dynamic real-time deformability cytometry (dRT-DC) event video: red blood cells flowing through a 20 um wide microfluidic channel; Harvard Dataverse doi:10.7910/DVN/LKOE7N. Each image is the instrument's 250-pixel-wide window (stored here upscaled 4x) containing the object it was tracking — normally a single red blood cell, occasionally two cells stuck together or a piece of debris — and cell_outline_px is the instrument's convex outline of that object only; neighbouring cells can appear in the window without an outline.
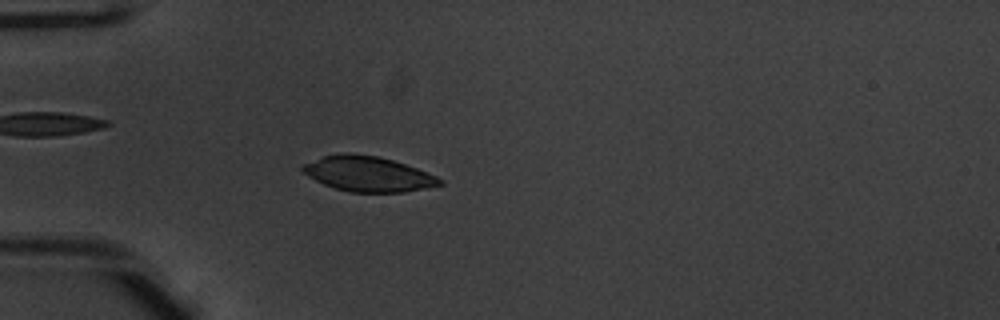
{"species": "common noctule bat (a hibernating species)", "species_latin": "Nyctalus noctula", "temperature_condition": "warm", "stored_images_in_passage": 52, "camera_frame_rate_fps": 3000, "um_per_image_px": 0.085, "animal": {"sex": "male", "body_mass_g": 20.1, "forearm_length_mm": 53.5}, "frame": {"image": 1, "passage_image": 16, "time_ms": 5.0, "image_size_px": [1000, 320], "cell_outline_px": [[444, 184], [428, 188], [404, 192], [348, 192], [324, 184], [308, 176], [300, 168], [300, 164], [324, 156], [340, 152], [348, 152], [376, 156], [392, 160], [416, 168], [436, 176], [444, 180]], "centroid_in_image_um": [31.27, 14.78], "position_along_channel_um": 53.7, "area_um2": 28.15}}
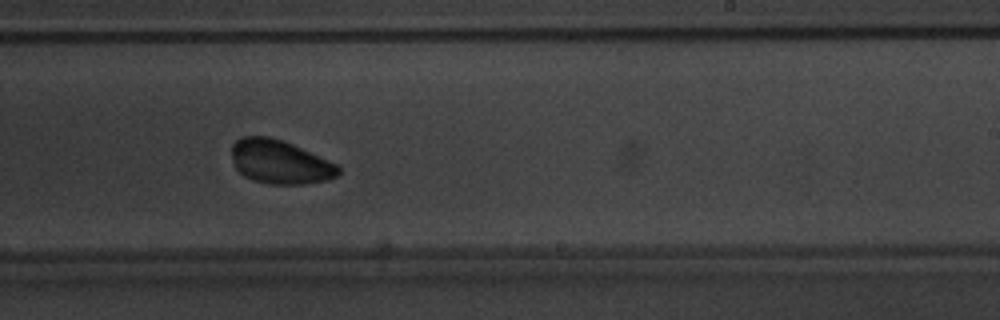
{"frame": {"image": 2, "passage_image": 33, "time_ms": 10.667, "image_size_px": [1000, 320], "cell_outline_px": [[340, 172], [336, 176], [328, 180], [304, 184], [268, 184], [252, 180], [244, 176], [236, 168], [232, 156], [232, 144], [240, 136], [268, 136], [292, 144], [328, 160], [336, 164], [340, 168]], "centroid_in_image_um": [23.77, 13.77], "position_along_channel_um": 265.2, "area_um2": 27.11}}
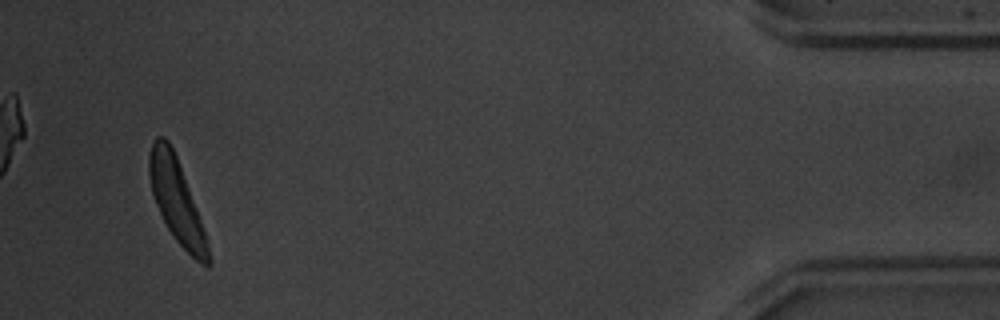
{"frame": {"image": 3, "passage_image": 50, "time_ms": 16.333, "image_size_px": [1000, 320], "cell_outline_px": [[212, 264], [208, 268], [200, 264], [176, 240], [168, 228], [156, 204], [152, 192], [148, 172], [148, 156], [152, 144], [156, 136], [164, 136], [168, 140], [176, 156], [196, 208], [208, 240], [212, 260]], "centroid_in_image_um": [15.02, 17.1], "position_along_channel_um": 420.2, "area_um2": 28.26}, "authors_computed_cell_mechanics": {"area_um2": 28.2064, "velocity_mm_per_s": 3.9408, "shape_relaxation_time_tau1_ms": 4.1287, "shape_relaxation_time_tau2_ms": 9.7178, "deformation_change_tau1": 0.2519, "deformation_change_tau2": 0.0981}}